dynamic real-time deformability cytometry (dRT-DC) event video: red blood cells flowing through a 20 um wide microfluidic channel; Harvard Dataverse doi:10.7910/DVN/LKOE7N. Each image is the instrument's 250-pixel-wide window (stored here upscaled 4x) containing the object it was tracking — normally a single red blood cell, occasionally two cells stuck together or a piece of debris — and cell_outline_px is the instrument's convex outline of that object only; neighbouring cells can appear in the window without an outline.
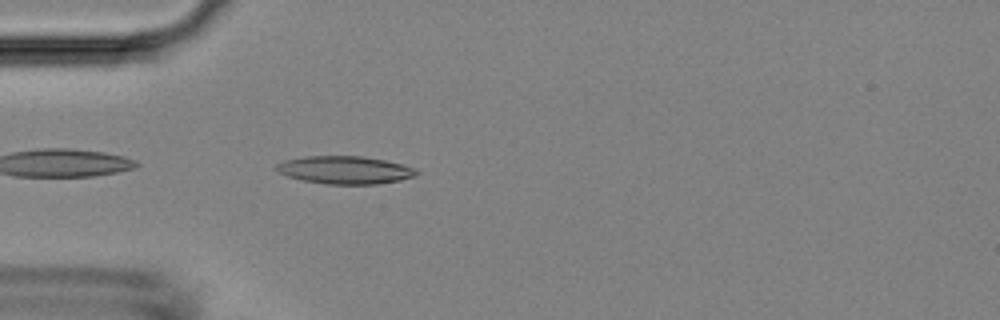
{"species": "Egyptian fruit bat (a non-hibernating species)", "species_latin": "Rousettus aegyptiacus", "temperature_condition": "room temperature", "stored_images_in_passage": 5, "camera_frame_rate_fps": 3000, "um_per_image_px": 0.085, "animal": {"sex": "female"}, "frame": {"image": 1, "passage_image": 5, "time_ms": 4.667, "image_size_px": [1000, 320], "cell_outline_px": [[420, 172], [416, 176], [400, 180], [376, 184], [324, 184], [300, 180], [276, 172], [272, 168], [276, 164], [284, 160], [304, 156], [364, 156], [404, 164], [416, 168]], "centroid_in_image_um": [29.29, 14.44], "position_along_channel_um": 55.7, "area_um2": 23.12}}